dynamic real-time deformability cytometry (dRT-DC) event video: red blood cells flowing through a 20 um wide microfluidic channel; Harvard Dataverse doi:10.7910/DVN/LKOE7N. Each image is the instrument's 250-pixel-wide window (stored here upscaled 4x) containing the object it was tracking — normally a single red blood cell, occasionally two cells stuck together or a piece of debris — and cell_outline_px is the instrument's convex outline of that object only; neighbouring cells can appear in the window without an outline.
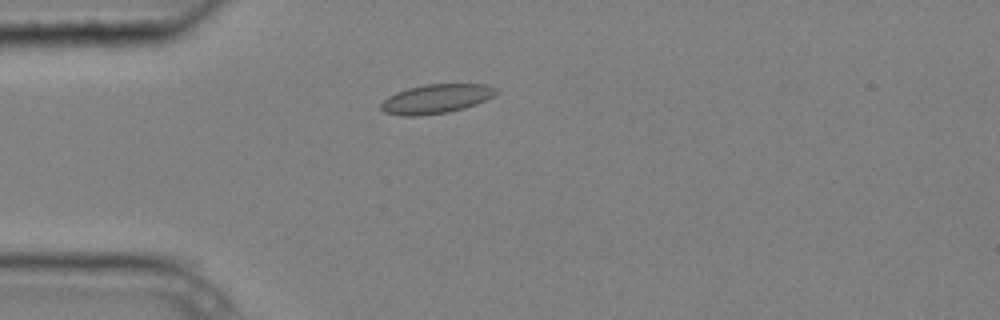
{"species": "common noctule bat (a hibernating species)", "species_latin": "Nyctalus noctula", "temperature_condition": "cold", "stored_images_in_passage": 5, "camera_frame_rate_fps": 3000, "um_per_image_px": 0.085, "animal": {"sex": "male", "body_mass_g": 20.4}, "frame": {"image": 1, "passage_image": 1, "time_ms": 0.0, "image_size_px": [1000, 320], "cell_outline_px": [[500, 92], [476, 104], [464, 108], [448, 112], [420, 116], [404, 116], [384, 112], [380, 108], [380, 104], [388, 96], [396, 92], [408, 88], [424, 84], [488, 84], [500, 88]], "centroid_in_image_um": [37.1, 8.39], "position_along_channel_um": 47.9, "area_um2": 19.77}}
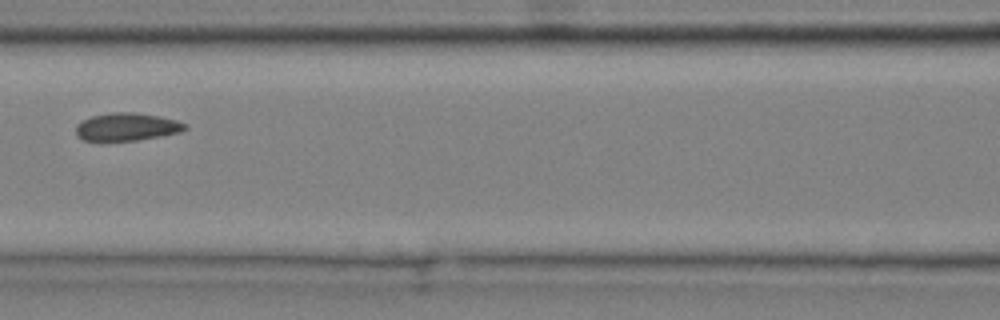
{"frame": {"image": 2, "passage_image": 4, "time_ms": 1.0, "image_size_px": [1000, 320], "cell_outline_px": [[188, 128], [180, 132], [160, 136], [136, 140], [100, 144], [84, 140], [76, 132], [76, 124], [92, 116], [116, 112], [132, 112], [160, 116], [176, 120], [188, 124]], "centroid_in_image_um": [10.76, 10.82], "position_along_channel_um": 155.8, "area_um2": 18.15}}
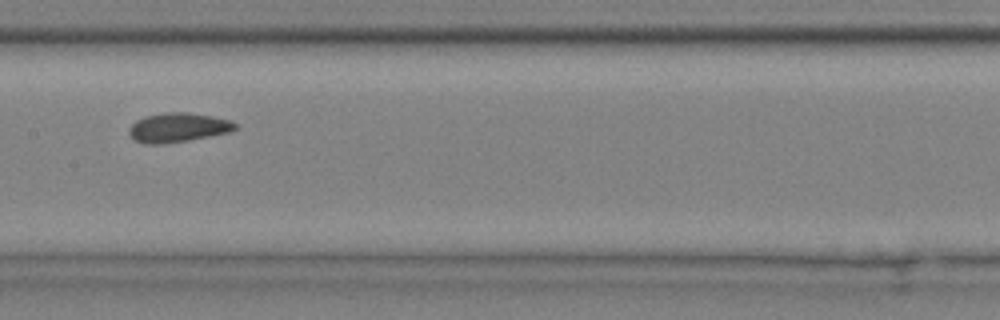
{"frame": {"image": 3, "passage_image": 5, "time_ms": 1.333, "image_size_px": [1000, 320], "cell_outline_px": [[236, 128], [232, 132], [188, 140], [164, 144], [144, 144], [136, 140], [128, 132], [128, 128], [136, 120], [144, 116], [164, 112], [188, 112], [212, 116], [228, 120], [236, 124]], "centroid_in_image_um": [15.11, 10.83], "position_along_channel_um": 192.3, "area_um2": 18.15}}